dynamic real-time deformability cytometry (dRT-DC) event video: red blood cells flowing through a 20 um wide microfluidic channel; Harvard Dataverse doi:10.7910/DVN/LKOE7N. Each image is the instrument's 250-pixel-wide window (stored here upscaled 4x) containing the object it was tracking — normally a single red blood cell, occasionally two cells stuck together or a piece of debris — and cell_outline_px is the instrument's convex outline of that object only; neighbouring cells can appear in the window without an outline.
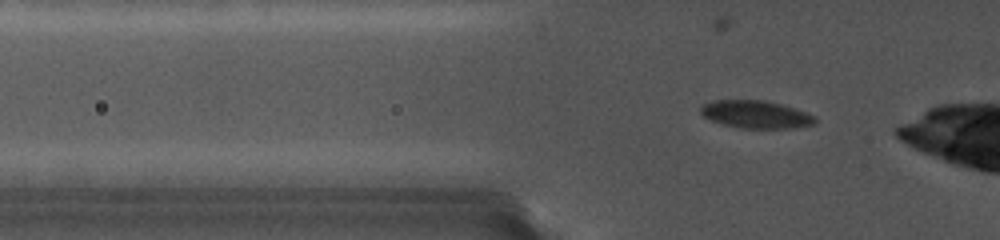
{"species": "common noctule bat (a hibernating species)", "species_latin": "Nyctalus noctula", "temperature_condition": "cold", "stored_images_in_passage": 37, "camera_frame_rate_fps": 5000, "um_per_image_px": 0.085, "animal": {"sex": "female", "body_mass_g": 19.0, "forearm_length_mm": 56.7}, "frame": {"image": 1, "passage_image": 4, "time_ms": 1.0, "image_size_px": [1000, 240], "cell_outline_px": [[816, 124], [796, 128], [740, 128], [708, 120], [700, 112], [700, 108], [704, 104], [716, 100], [760, 100], [780, 104], [804, 112], [812, 116], [816, 120]], "centroid_in_image_um": [64.21, 9.74], "position_along_channel_um": 61.6, "area_um2": 18.21}}
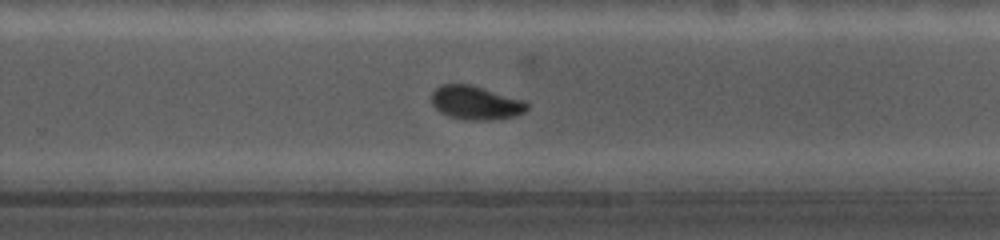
{"frame": {"image": 2, "passage_image": 23, "time_ms": 7.4, "image_size_px": [1000, 240], "cell_outline_px": [[528, 108], [524, 112], [516, 116], [500, 120], [464, 120], [448, 116], [440, 112], [432, 104], [432, 92], [436, 88], [444, 84], [468, 84], [524, 100], [528, 104]], "centroid_in_image_um": [40.45, 8.76], "position_along_channel_um": 289.4, "area_um2": 18.79}}
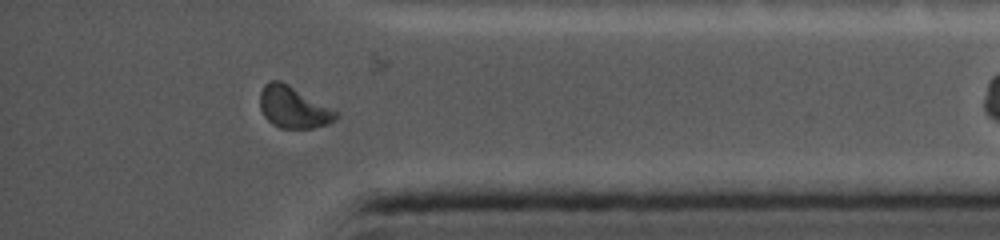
{"frame": {"image": 3, "passage_image": 33, "time_ms": 10.6, "image_size_px": [1000, 240], "cell_outline_px": [[336, 120], [328, 124], [312, 128], [280, 128], [272, 124], [264, 116], [260, 108], [260, 92], [264, 84], [272, 80], [280, 80], [288, 84], [336, 112]], "centroid_in_image_um": [24.87, 9.13], "position_along_channel_um": 410.3, "area_um2": 18.03}}